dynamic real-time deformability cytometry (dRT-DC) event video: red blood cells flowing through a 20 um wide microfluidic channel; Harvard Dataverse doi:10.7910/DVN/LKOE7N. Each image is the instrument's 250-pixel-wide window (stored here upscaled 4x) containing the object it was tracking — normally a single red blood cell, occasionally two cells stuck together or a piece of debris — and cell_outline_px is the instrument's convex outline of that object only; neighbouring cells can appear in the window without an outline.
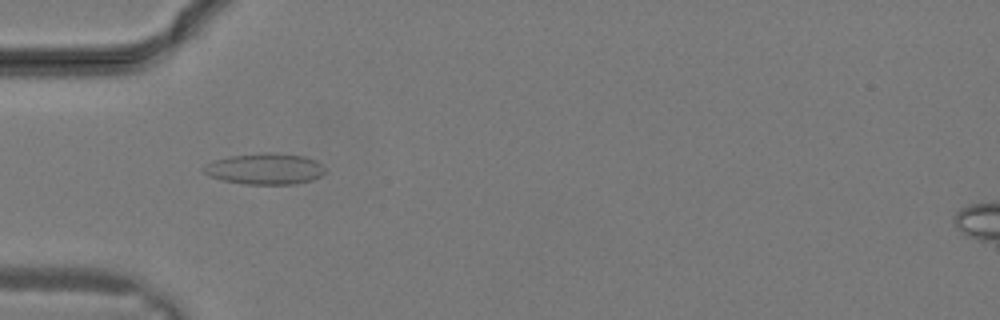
{"species": "common noctule bat (a hibernating species)", "species_latin": "Nyctalus noctula", "temperature_condition": "warm", "stored_images_in_passage": 10, "camera_frame_rate_fps": 3000, "um_per_image_px": 0.085, "animal": {"sex": "male", "body_mass_g": 19.2, "forearm_length_mm": 51.8}, "frame": {"image": 1, "passage_image": 1, "time_ms": 0.0, "image_size_px": [1000, 320], "cell_outline_px": [[324, 172], [320, 176], [312, 180], [296, 184], [244, 184], [220, 180], [208, 176], [200, 168], [212, 160], [232, 156], [268, 152], [272, 152], [304, 156], [316, 160], [324, 168]], "centroid_in_image_um": [22.48, 14.36], "position_along_channel_um": 62.5, "area_um2": 22.14}}
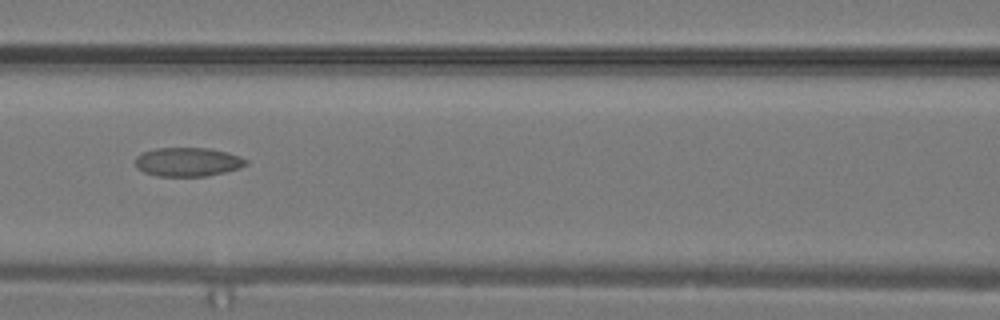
{"frame": {"image": 2, "passage_image": 5, "time_ms": 1.333, "image_size_px": [1000, 320], "cell_outline_px": [[248, 164], [240, 168], [224, 172], [204, 176], [156, 176], [144, 172], [136, 164], [136, 156], [144, 152], [156, 148], [208, 148], [240, 156], [248, 160]], "centroid_in_image_um": [15.98, 13.76], "position_along_channel_um": 150.6, "area_um2": 18.44}}
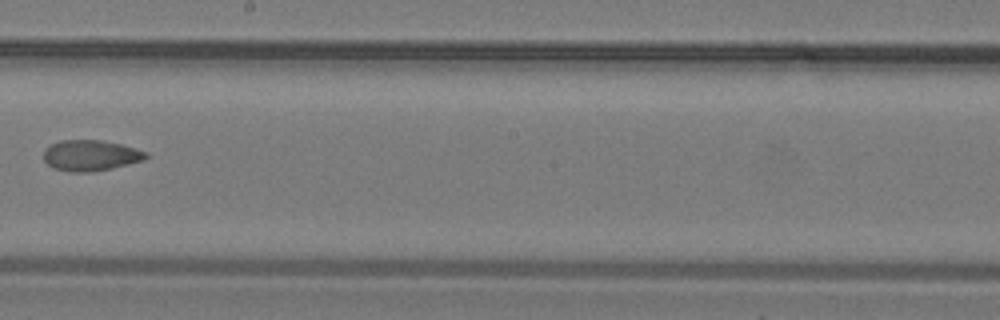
{"frame": {"image": 3, "passage_image": 9, "time_ms": 2.667, "image_size_px": [1000, 320], "cell_outline_px": [[148, 156], [144, 160], [112, 168], [92, 172], [72, 172], [52, 168], [44, 160], [44, 148], [60, 140], [100, 140], [120, 144], [148, 152]], "centroid_in_image_um": [7.69, 13.21], "position_along_channel_um": 240.5, "area_um2": 18.38}}